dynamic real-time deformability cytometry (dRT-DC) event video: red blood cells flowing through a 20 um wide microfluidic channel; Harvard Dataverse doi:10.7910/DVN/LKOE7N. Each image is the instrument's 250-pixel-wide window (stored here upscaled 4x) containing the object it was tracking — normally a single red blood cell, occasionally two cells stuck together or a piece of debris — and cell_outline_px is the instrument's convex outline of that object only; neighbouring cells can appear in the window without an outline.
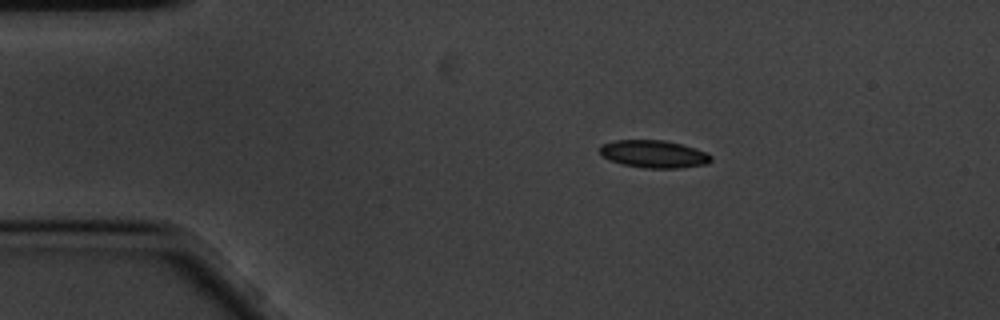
{"species": "common noctule bat (a hibernating species)", "species_latin": "Nyctalus noctula", "temperature_condition": "cold", "stored_images_in_passage": 49, "camera_frame_rate_fps": 3000, "um_per_image_px": 0.085, "animal": {"sex": "male", "body_mass_g": 20.1, "forearm_length_mm": 53.5}, "frame": {"image": 1, "passage_image": 1, "time_ms": 0.0, "image_size_px": [1000, 320], "cell_outline_px": [[712, 160], [708, 164], [680, 168], [644, 168], [620, 164], [608, 160], [600, 152], [600, 148], [604, 144], [616, 140], [664, 140], [680, 144], [704, 152], [712, 156]], "centroid_in_image_um": [55.57, 13.11], "position_along_channel_um": 29.4, "area_um2": 17.74}}
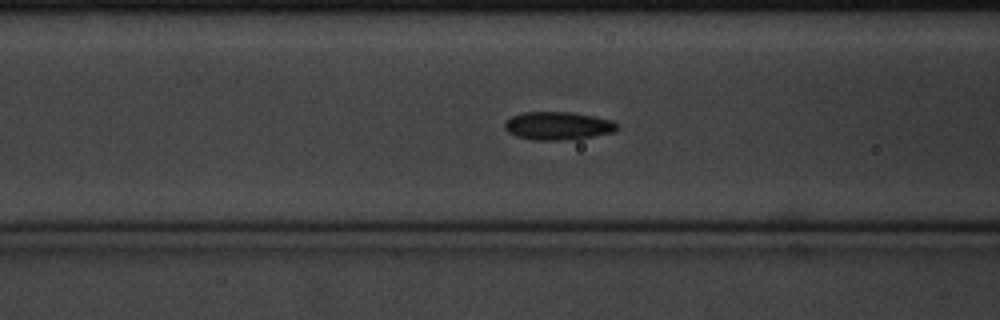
{"frame": {"image": 2, "passage_image": 13, "time_ms": 4.0, "image_size_px": [1000, 320], "cell_outline_px": [[616, 128], [612, 132], [576, 140], [536, 140], [516, 136], [508, 132], [504, 128], [504, 124], [512, 116], [524, 112], [572, 112], [612, 120], [616, 124]], "centroid_in_image_um": [47.4, 10.7], "position_along_channel_um": 119.2, "area_um2": 18.32}}
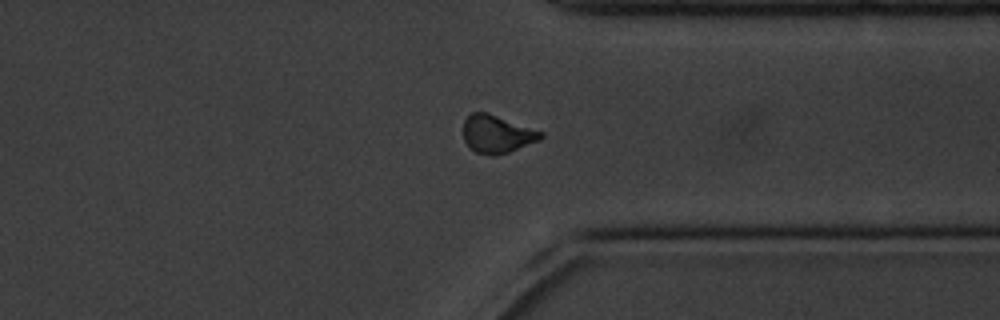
{"frame": {"image": 3, "passage_image": 35, "time_ms": 11.333, "image_size_px": [1000, 320], "cell_outline_px": [[544, 136], [540, 140], [508, 152], [496, 156], [492, 156], [476, 152], [468, 148], [464, 140], [464, 120], [472, 112], [488, 112], [544, 132]], "centroid_in_image_um": [42.24, 11.4], "position_along_channel_um": 369.2, "area_um2": 17.22}, "authors_computed_cell_mechanics": {"area_um2": 17.2244, "velocity_mm_per_s": 3.4255, "shape_relaxation_time_tau1_ms": 3.3421, "shape_relaxation_time_tau2_ms": null, "deformation_change_tau1": 0.1068, "deformation_change_tau2": null}}